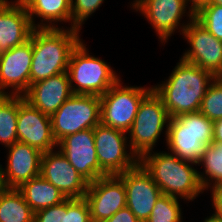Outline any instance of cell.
<instances>
[{
    "label": "cell",
    "mask_w": 222,
    "mask_h": 222,
    "mask_svg": "<svg viewBox=\"0 0 222 222\" xmlns=\"http://www.w3.org/2000/svg\"><path fill=\"white\" fill-rule=\"evenodd\" d=\"M104 3V0H71V26L81 30L82 24Z\"/></svg>",
    "instance_id": "29"
},
{
    "label": "cell",
    "mask_w": 222,
    "mask_h": 222,
    "mask_svg": "<svg viewBox=\"0 0 222 222\" xmlns=\"http://www.w3.org/2000/svg\"><path fill=\"white\" fill-rule=\"evenodd\" d=\"M194 18L216 39L222 41V5L207 4L194 14Z\"/></svg>",
    "instance_id": "28"
},
{
    "label": "cell",
    "mask_w": 222,
    "mask_h": 222,
    "mask_svg": "<svg viewBox=\"0 0 222 222\" xmlns=\"http://www.w3.org/2000/svg\"><path fill=\"white\" fill-rule=\"evenodd\" d=\"M203 222H222V218L213 213L211 216H207Z\"/></svg>",
    "instance_id": "37"
},
{
    "label": "cell",
    "mask_w": 222,
    "mask_h": 222,
    "mask_svg": "<svg viewBox=\"0 0 222 222\" xmlns=\"http://www.w3.org/2000/svg\"><path fill=\"white\" fill-rule=\"evenodd\" d=\"M64 214H66V200L35 212L34 222H64Z\"/></svg>",
    "instance_id": "31"
},
{
    "label": "cell",
    "mask_w": 222,
    "mask_h": 222,
    "mask_svg": "<svg viewBox=\"0 0 222 222\" xmlns=\"http://www.w3.org/2000/svg\"><path fill=\"white\" fill-rule=\"evenodd\" d=\"M34 28H58V22L71 23V0H23ZM40 22L35 24V18Z\"/></svg>",
    "instance_id": "21"
},
{
    "label": "cell",
    "mask_w": 222,
    "mask_h": 222,
    "mask_svg": "<svg viewBox=\"0 0 222 222\" xmlns=\"http://www.w3.org/2000/svg\"><path fill=\"white\" fill-rule=\"evenodd\" d=\"M84 198L89 204L92 222L107 220L126 207V190L117 175L100 177L89 183Z\"/></svg>",
    "instance_id": "16"
},
{
    "label": "cell",
    "mask_w": 222,
    "mask_h": 222,
    "mask_svg": "<svg viewBox=\"0 0 222 222\" xmlns=\"http://www.w3.org/2000/svg\"><path fill=\"white\" fill-rule=\"evenodd\" d=\"M2 168H3V166L0 164V194L4 193L8 189L6 182H5Z\"/></svg>",
    "instance_id": "36"
},
{
    "label": "cell",
    "mask_w": 222,
    "mask_h": 222,
    "mask_svg": "<svg viewBox=\"0 0 222 222\" xmlns=\"http://www.w3.org/2000/svg\"><path fill=\"white\" fill-rule=\"evenodd\" d=\"M211 121L222 119V79L216 77L208 87L199 110Z\"/></svg>",
    "instance_id": "27"
},
{
    "label": "cell",
    "mask_w": 222,
    "mask_h": 222,
    "mask_svg": "<svg viewBox=\"0 0 222 222\" xmlns=\"http://www.w3.org/2000/svg\"><path fill=\"white\" fill-rule=\"evenodd\" d=\"M214 121L200 111L169 119L166 147L181 160L198 165L206 147L213 142Z\"/></svg>",
    "instance_id": "4"
},
{
    "label": "cell",
    "mask_w": 222,
    "mask_h": 222,
    "mask_svg": "<svg viewBox=\"0 0 222 222\" xmlns=\"http://www.w3.org/2000/svg\"><path fill=\"white\" fill-rule=\"evenodd\" d=\"M100 97L73 94L51 116L52 132L59 143L64 137L100 124Z\"/></svg>",
    "instance_id": "8"
},
{
    "label": "cell",
    "mask_w": 222,
    "mask_h": 222,
    "mask_svg": "<svg viewBox=\"0 0 222 222\" xmlns=\"http://www.w3.org/2000/svg\"><path fill=\"white\" fill-rule=\"evenodd\" d=\"M58 149L69 163L89 183L108 176L98 163L93 129H87L64 137Z\"/></svg>",
    "instance_id": "15"
},
{
    "label": "cell",
    "mask_w": 222,
    "mask_h": 222,
    "mask_svg": "<svg viewBox=\"0 0 222 222\" xmlns=\"http://www.w3.org/2000/svg\"><path fill=\"white\" fill-rule=\"evenodd\" d=\"M0 222H34V212L17 188L0 194Z\"/></svg>",
    "instance_id": "23"
},
{
    "label": "cell",
    "mask_w": 222,
    "mask_h": 222,
    "mask_svg": "<svg viewBox=\"0 0 222 222\" xmlns=\"http://www.w3.org/2000/svg\"><path fill=\"white\" fill-rule=\"evenodd\" d=\"M210 4L222 5V0H212Z\"/></svg>",
    "instance_id": "38"
},
{
    "label": "cell",
    "mask_w": 222,
    "mask_h": 222,
    "mask_svg": "<svg viewBox=\"0 0 222 222\" xmlns=\"http://www.w3.org/2000/svg\"><path fill=\"white\" fill-rule=\"evenodd\" d=\"M131 4L132 9L139 11L150 22L162 44L167 43L178 27L180 34H183L194 18V12L186 9L189 7L186 0H134ZM186 13L189 20L182 24L181 19Z\"/></svg>",
    "instance_id": "10"
},
{
    "label": "cell",
    "mask_w": 222,
    "mask_h": 222,
    "mask_svg": "<svg viewBox=\"0 0 222 222\" xmlns=\"http://www.w3.org/2000/svg\"><path fill=\"white\" fill-rule=\"evenodd\" d=\"M17 136L19 142L42 153L58 147L52 132L51 117L31 106L23 95H18Z\"/></svg>",
    "instance_id": "14"
},
{
    "label": "cell",
    "mask_w": 222,
    "mask_h": 222,
    "mask_svg": "<svg viewBox=\"0 0 222 222\" xmlns=\"http://www.w3.org/2000/svg\"><path fill=\"white\" fill-rule=\"evenodd\" d=\"M102 222H141L126 206L118 210L111 218Z\"/></svg>",
    "instance_id": "33"
},
{
    "label": "cell",
    "mask_w": 222,
    "mask_h": 222,
    "mask_svg": "<svg viewBox=\"0 0 222 222\" xmlns=\"http://www.w3.org/2000/svg\"><path fill=\"white\" fill-rule=\"evenodd\" d=\"M190 45L181 59L211 72L215 77L222 74V41L216 39L193 18L182 34Z\"/></svg>",
    "instance_id": "11"
},
{
    "label": "cell",
    "mask_w": 222,
    "mask_h": 222,
    "mask_svg": "<svg viewBox=\"0 0 222 222\" xmlns=\"http://www.w3.org/2000/svg\"><path fill=\"white\" fill-rule=\"evenodd\" d=\"M139 163L150 174L162 194L193 201L204 190L198 178L197 164L181 160L173 153L149 151L139 158Z\"/></svg>",
    "instance_id": "3"
},
{
    "label": "cell",
    "mask_w": 222,
    "mask_h": 222,
    "mask_svg": "<svg viewBox=\"0 0 222 222\" xmlns=\"http://www.w3.org/2000/svg\"><path fill=\"white\" fill-rule=\"evenodd\" d=\"M121 82L119 79L100 97V123L127 133L142 99L153 87L123 86Z\"/></svg>",
    "instance_id": "7"
},
{
    "label": "cell",
    "mask_w": 222,
    "mask_h": 222,
    "mask_svg": "<svg viewBox=\"0 0 222 222\" xmlns=\"http://www.w3.org/2000/svg\"><path fill=\"white\" fill-rule=\"evenodd\" d=\"M198 166L204 167L203 172H198V178L204 191L222 182V143L209 144L201 156Z\"/></svg>",
    "instance_id": "24"
},
{
    "label": "cell",
    "mask_w": 222,
    "mask_h": 222,
    "mask_svg": "<svg viewBox=\"0 0 222 222\" xmlns=\"http://www.w3.org/2000/svg\"><path fill=\"white\" fill-rule=\"evenodd\" d=\"M40 175L58 188L66 198H84L89 182L57 149L42 154Z\"/></svg>",
    "instance_id": "17"
},
{
    "label": "cell",
    "mask_w": 222,
    "mask_h": 222,
    "mask_svg": "<svg viewBox=\"0 0 222 222\" xmlns=\"http://www.w3.org/2000/svg\"><path fill=\"white\" fill-rule=\"evenodd\" d=\"M216 77L181 58L166 81L155 84L153 90L163 100L170 118L198 112L202 99Z\"/></svg>",
    "instance_id": "1"
},
{
    "label": "cell",
    "mask_w": 222,
    "mask_h": 222,
    "mask_svg": "<svg viewBox=\"0 0 222 222\" xmlns=\"http://www.w3.org/2000/svg\"><path fill=\"white\" fill-rule=\"evenodd\" d=\"M64 28L33 29L30 85L67 72L71 53L82 39L79 30Z\"/></svg>",
    "instance_id": "2"
},
{
    "label": "cell",
    "mask_w": 222,
    "mask_h": 222,
    "mask_svg": "<svg viewBox=\"0 0 222 222\" xmlns=\"http://www.w3.org/2000/svg\"><path fill=\"white\" fill-rule=\"evenodd\" d=\"M86 46L81 40L71 53L67 70L70 87L73 94L101 97L120 76L107 62L90 55Z\"/></svg>",
    "instance_id": "5"
},
{
    "label": "cell",
    "mask_w": 222,
    "mask_h": 222,
    "mask_svg": "<svg viewBox=\"0 0 222 222\" xmlns=\"http://www.w3.org/2000/svg\"><path fill=\"white\" fill-rule=\"evenodd\" d=\"M179 198L162 194L146 222H182Z\"/></svg>",
    "instance_id": "26"
},
{
    "label": "cell",
    "mask_w": 222,
    "mask_h": 222,
    "mask_svg": "<svg viewBox=\"0 0 222 222\" xmlns=\"http://www.w3.org/2000/svg\"><path fill=\"white\" fill-rule=\"evenodd\" d=\"M117 176L124 183L126 206L136 218L146 222L162 191L140 163Z\"/></svg>",
    "instance_id": "13"
},
{
    "label": "cell",
    "mask_w": 222,
    "mask_h": 222,
    "mask_svg": "<svg viewBox=\"0 0 222 222\" xmlns=\"http://www.w3.org/2000/svg\"><path fill=\"white\" fill-rule=\"evenodd\" d=\"M18 95H0V143L4 147L18 141Z\"/></svg>",
    "instance_id": "25"
},
{
    "label": "cell",
    "mask_w": 222,
    "mask_h": 222,
    "mask_svg": "<svg viewBox=\"0 0 222 222\" xmlns=\"http://www.w3.org/2000/svg\"><path fill=\"white\" fill-rule=\"evenodd\" d=\"M73 95L68 72L33 83L23 94L31 106L52 116Z\"/></svg>",
    "instance_id": "18"
},
{
    "label": "cell",
    "mask_w": 222,
    "mask_h": 222,
    "mask_svg": "<svg viewBox=\"0 0 222 222\" xmlns=\"http://www.w3.org/2000/svg\"><path fill=\"white\" fill-rule=\"evenodd\" d=\"M64 222H92L90 208L85 198H67Z\"/></svg>",
    "instance_id": "30"
},
{
    "label": "cell",
    "mask_w": 222,
    "mask_h": 222,
    "mask_svg": "<svg viewBox=\"0 0 222 222\" xmlns=\"http://www.w3.org/2000/svg\"><path fill=\"white\" fill-rule=\"evenodd\" d=\"M8 0H0V6L5 4Z\"/></svg>",
    "instance_id": "39"
},
{
    "label": "cell",
    "mask_w": 222,
    "mask_h": 222,
    "mask_svg": "<svg viewBox=\"0 0 222 222\" xmlns=\"http://www.w3.org/2000/svg\"><path fill=\"white\" fill-rule=\"evenodd\" d=\"M213 142L222 143V119L214 121Z\"/></svg>",
    "instance_id": "34"
},
{
    "label": "cell",
    "mask_w": 222,
    "mask_h": 222,
    "mask_svg": "<svg viewBox=\"0 0 222 222\" xmlns=\"http://www.w3.org/2000/svg\"><path fill=\"white\" fill-rule=\"evenodd\" d=\"M17 190L34 213L58 205L67 199L58 188L41 175L24 182Z\"/></svg>",
    "instance_id": "22"
},
{
    "label": "cell",
    "mask_w": 222,
    "mask_h": 222,
    "mask_svg": "<svg viewBox=\"0 0 222 222\" xmlns=\"http://www.w3.org/2000/svg\"><path fill=\"white\" fill-rule=\"evenodd\" d=\"M169 119L163 100L152 89L142 99L134 123L127 132L130 149L138 158L149 151H153L165 128L164 134L167 138Z\"/></svg>",
    "instance_id": "6"
},
{
    "label": "cell",
    "mask_w": 222,
    "mask_h": 222,
    "mask_svg": "<svg viewBox=\"0 0 222 222\" xmlns=\"http://www.w3.org/2000/svg\"><path fill=\"white\" fill-rule=\"evenodd\" d=\"M34 27L22 2L7 1L0 6V53L29 40Z\"/></svg>",
    "instance_id": "20"
},
{
    "label": "cell",
    "mask_w": 222,
    "mask_h": 222,
    "mask_svg": "<svg viewBox=\"0 0 222 222\" xmlns=\"http://www.w3.org/2000/svg\"><path fill=\"white\" fill-rule=\"evenodd\" d=\"M32 56V33L22 45L0 53V95H23L28 90Z\"/></svg>",
    "instance_id": "12"
},
{
    "label": "cell",
    "mask_w": 222,
    "mask_h": 222,
    "mask_svg": "<svg viewBox=\"0 0 222 222\" xmlns=\"http://www.w3.org/2000/svg\"><path fill=\"white\" fill-rule=\"evenodd\" d=\"M210 192L214 214L222 218V182L212 186Z\"/></svg>",
    "instance_id": "32"
},
{
    "label": "cell",
    "mask_w": 222,
    "mask_h": 222,
    "mask_svg": "<svg viewBox=\"0 0 222 222\" xmlns=\"http://www.w3.org/2000/svg\"><path fill=\"white\" fill-rule=\"evenodd\" d=\"M93 131L98 163L108 176L119 175L139 163L138 156L130 149L126 132L101 123Z\"/></svg>",
    "instance_id": "9"
},
{
    "label": "cell",
    "mask_w": 222,
    "mask_h": 222,
    "mask_svg": "<svg viewBox=\"0 0 222 222\" xmlns=\"http://www.w3.org/2000/svg\"><path fill=\"white\" fill-rule=\"evenodd\" d=\"M212 0H186L189 9L194 12V14L201 9L203 6L210 4ZM190 2V3H189ZM189 3V4H188Z\"/></svg>",
    "instance_id": "35"
},
{
    "label": "cell",
    "mask_w": 222,
    "mask_h": 222,
    "mask_svg": "<svg viewBox=\"0 0 222 222\" xmlns=\"http://www.w3.org/2000/svg\"><path fill=\"white\" fill-rule=\"evenodd\" d=\"M7 163L3 169L8 188H18L24 182L40 175L42 152L22 142L6 148Z\"/></svg>",
    "instance_id": "19"
}]
</instances>
